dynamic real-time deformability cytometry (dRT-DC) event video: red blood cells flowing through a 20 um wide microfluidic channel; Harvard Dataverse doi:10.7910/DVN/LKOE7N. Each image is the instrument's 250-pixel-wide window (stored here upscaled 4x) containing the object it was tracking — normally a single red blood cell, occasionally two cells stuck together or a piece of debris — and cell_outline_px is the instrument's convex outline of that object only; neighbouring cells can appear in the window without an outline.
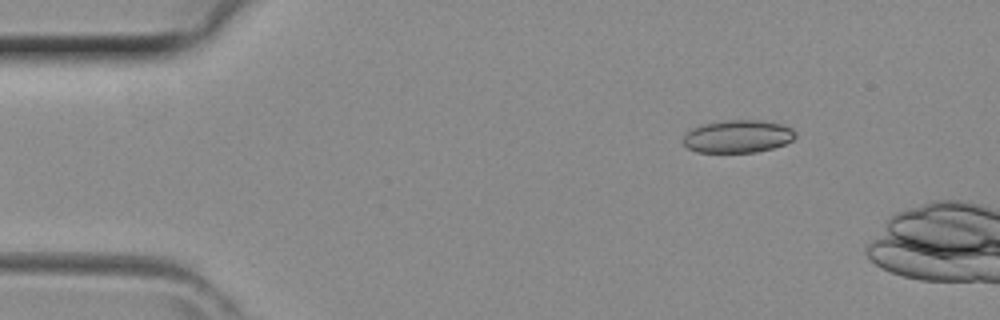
{"species": "common noctule bat (a hibernating species)", "species_latin": "Nyctalus noctula", "temperature_condition": "room temperature", "stored_images_in_passage": 8, "camera_frame_rate_fps": 3000, "um_per_image_px": 0.085, "animal": {"sex": "female", "body_mass_g": 29.2, "forearm_length_mm": 56.3}, "frame": {"image": 1, "passage_image": 2, "time_ms": 0.333, "image_size_px": [1000, 320], "cell_outline_px": [[796, 136], [792, 140], [784, 144], [772, 148], [756, 152], [696, 152], [688, 148], [684, 144], [684, 132], [700, 124], [728, 120], [764, 120], [784, 124], [792, 128], [796, 132]], "centroid_in_image_um": [62.72, 11.58], "position_along_channel_um": 22.3, "area_um2": 21.62}}